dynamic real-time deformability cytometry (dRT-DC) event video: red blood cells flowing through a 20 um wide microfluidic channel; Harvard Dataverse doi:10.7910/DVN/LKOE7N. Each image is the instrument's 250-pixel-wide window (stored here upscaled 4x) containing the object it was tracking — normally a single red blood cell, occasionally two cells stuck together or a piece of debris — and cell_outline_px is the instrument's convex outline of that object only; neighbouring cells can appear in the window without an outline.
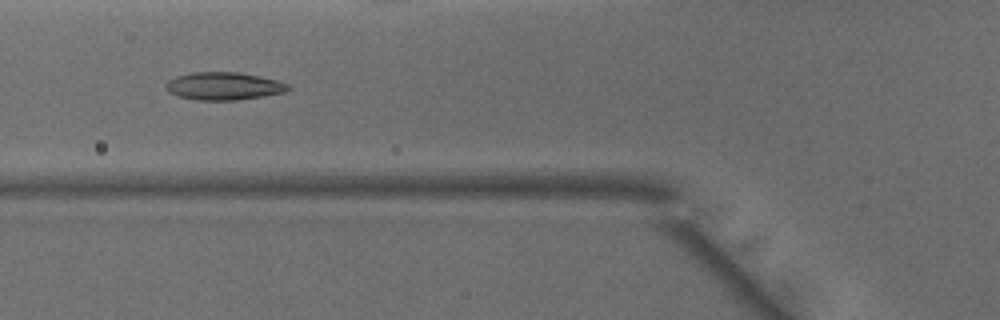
{"species": "common noctule bat (a hibernating species)", "species_latin": "Nyctalus noctula", "temperature_condition": "warm", "stored_images_in_passage": 46, "camera_frame_rate_fps": 3000, "um_per_image_px": 0.085, "animal": {"sex": "male", "body_mass_g": 15.6}, "frame": {"image": 1, "passage_image": 16, "time_ms": 5.0, "image_size_px": [1000, 320], "cell_outline_px": [[292, 88], [284, 92], [264, 96], [236, 100], [196, 100], [180, 96], [168, 92], [164, 84], [168, 80], [176, 76], [192, 72], [236, 72], [260, 76], [276, 80], [288, 84]], "centroid_in_image_um": [19.0, 7.31], "position_along_channel_um": 106.8, "area_um2": 19.77}}
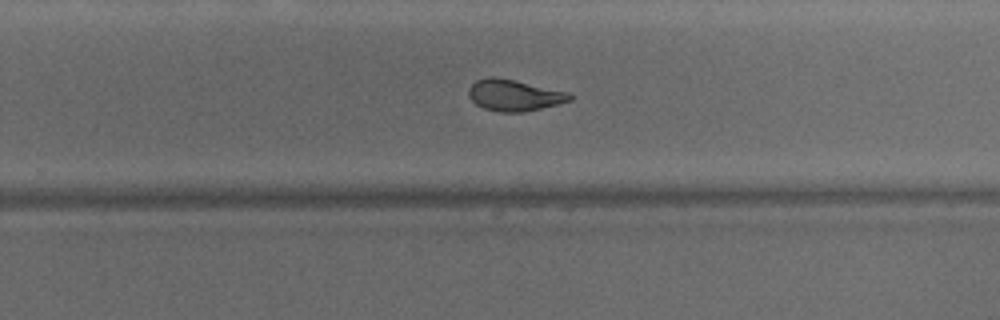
{"frame": {"image": 2, "passage_image": 29, "time_ms": 9.333, "image_size_px": [1000, 320], "cell_outline_px": [[572, 100], [524, 112], [500, 112], [484, 108], [476, 104], [468, 96], [468, 88], [476, 80], [488, 76], [492, 76], [512, 80], [568, 92], [572, 96]], "centroid_in_image_um": [43.66, 8.1], "position_along_channel_um": 286.1, "area_um2": 18.21}}
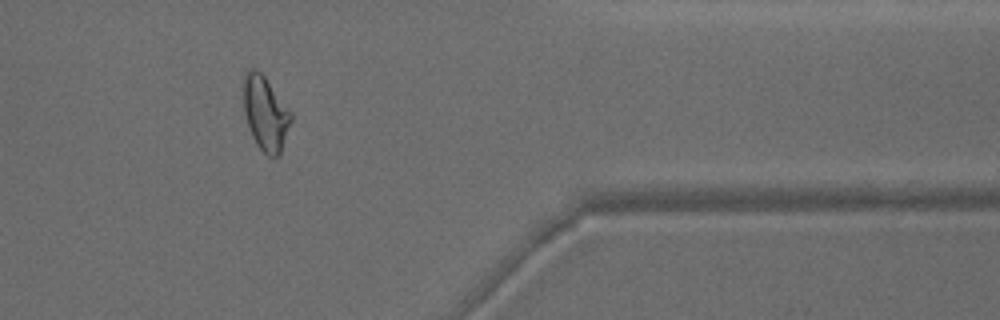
{"frame": {"image": 3, "passage_image": 38, "time_ms": 12.333, "image_size_px": [1000, 320], "cell_outline_px": [[292, 120], [280, 152], [276, 156], [268, 156], [256, 144], [252, 136], [244, 112], [244, 72], [248, 68], [256, 68], [264, 76], [292, 112]], "centroid_in_image_um": [22.56, 9.6], "position_along_channel_um": 388.8, "area_um2": 20.35}, "authors_computed_cell_mechanics": {"area_um2": 19.4786, "velocity_mm_per_s": 4.1354, "shape_relaxation_time_tau1_ms": 5.928, "shape_relaxation_time_tau2_ms": 1.4221, "deformation_change_tau1": 0.2007, "deformation_change_tau2": 0.08}}